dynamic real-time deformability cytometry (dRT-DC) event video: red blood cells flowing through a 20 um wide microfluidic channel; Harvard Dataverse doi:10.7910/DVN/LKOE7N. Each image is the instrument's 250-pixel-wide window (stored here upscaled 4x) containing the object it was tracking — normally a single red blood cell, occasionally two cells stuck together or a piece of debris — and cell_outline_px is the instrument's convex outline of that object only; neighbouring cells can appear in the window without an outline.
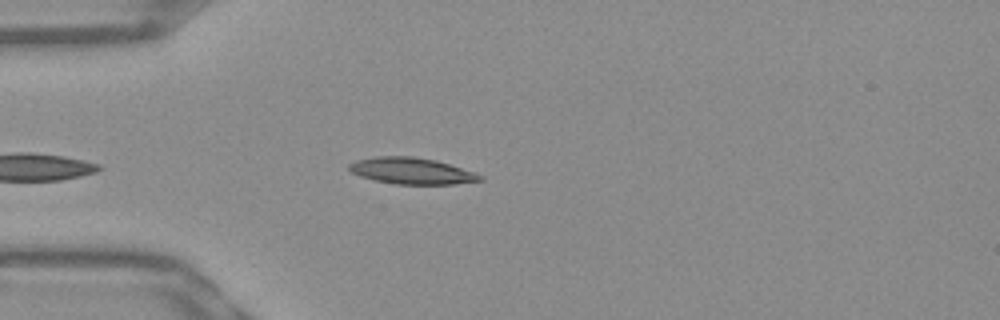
{"species": "Egyptian fruit bat (a non-hibernating species)", "species_latin": "Rousettus aegyptiacus", "temperature_condition": "warm", "stored_images_in_passage": 33, "camera_frame_rate_fps": 3000, "um_per_image_px": 0.085, "frame": {"image": 1, "passage_image": 3, "time_ms": 0.667, "image_size_px": [1000, 320], "cell_outline_px": [[484, 180], [456, 184], [396, 184], [376, 180], [360, 176], [352, 172], [348, 168], [348, 164], [356, 160], [376, 156], [412, 156], [436, 160], [476, 172], [484, 176]], "centroid_in_image_um": [35.03, 14.52], "position_along_channel_um": 50.0, "area_um2": 20.23}}
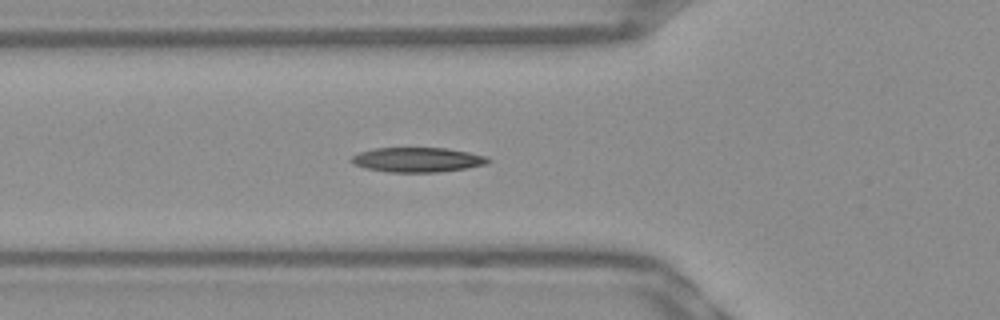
{"frame": {"image": 2, "passage_image": 7, "time_ms": 2.0, "image_size_px": [1000, 320], "cell_outline_px": [[492, 160], [488, 164], [468, 168], [440, 172], [388, 172], [364, 168], [352, 164], [348, 160], [352, 156], [360, 152], [372, 148], [448, 148], [488, 156]], "centroid_in_image_um": [35.49, 13.58], "position_along_channel_um": 90.3, "area_um2": 20.0}}
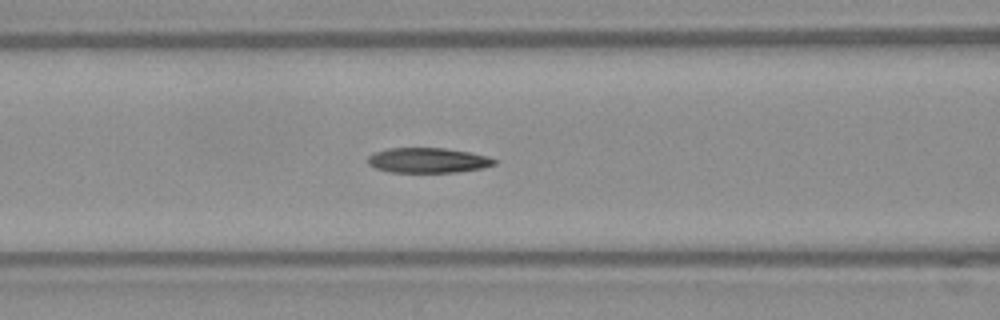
{"frame": {"image": 3, "passage_image": 10, "time_ms": 3.0, "image_size_px": [1000, 320], "cell_outline_px": [[496, 164], [484, 168], [456, 172], [388, 172], [376, 168], [368, 164], [368, 156], [376, 152], [388, 148], [444, 148], [468, 152], [484, 156], [496, 160]], "centroid_in_image_um": [36.35, 13.63], "position_along_channel_um": 130.2, "area_um2": 18.32}, "authors_computed_cell_mechanics": {"area_um2": 20.4034, "velocity_mm_per_s": 3.8734, "shape_relaxation_time_tau1_ms": 2.7661, "shape_relaxation_time_tau2_ms": 2.8701, "deformation_change_tau1": 0.1696, "deformation_change_tau2": 0.0813}}